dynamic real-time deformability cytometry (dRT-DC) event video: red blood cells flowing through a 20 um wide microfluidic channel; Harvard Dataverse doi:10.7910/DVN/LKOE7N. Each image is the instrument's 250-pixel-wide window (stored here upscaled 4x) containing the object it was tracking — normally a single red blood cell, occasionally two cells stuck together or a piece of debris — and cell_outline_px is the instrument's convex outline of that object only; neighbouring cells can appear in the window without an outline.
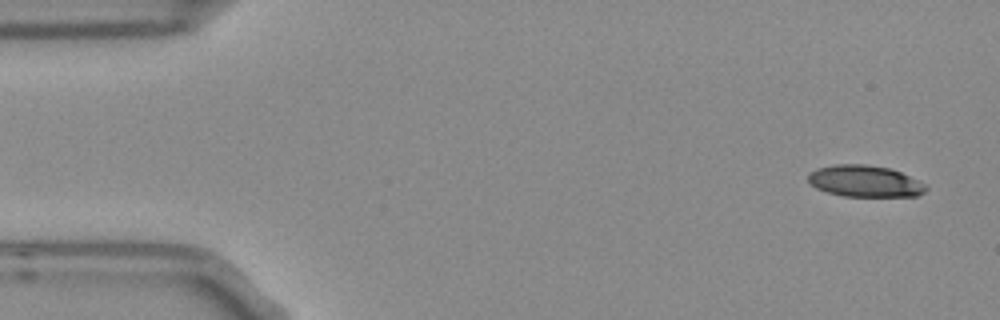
{"species": "Egyptian fruit bat (a non-hibernating species)", "species_latin": "Rousettus aegyptiacus", "temperature_condition": "room temperature", "stored_images_in_passage": 5, "camera_frame_rate_fps": 3000, "um_per_image_px": 0.085, "frame": {"image": 1, "passage_image": 1, "time_ms": 0.0, "image_size_px": [1000, 320], "cell_outline_px": [[928, 188], [924, 192], [916, 196], [844, 196], [828, 192], [816, 188], [808, 180], [808, 176], [816, 168], [836, 164], [864, 164], [888, 168], [900, 172], [924, 184]], "centroid_in_image_um": [73.5, 15.4], "position_along_channel_um": 11.5, "area_um2": 21.33}}
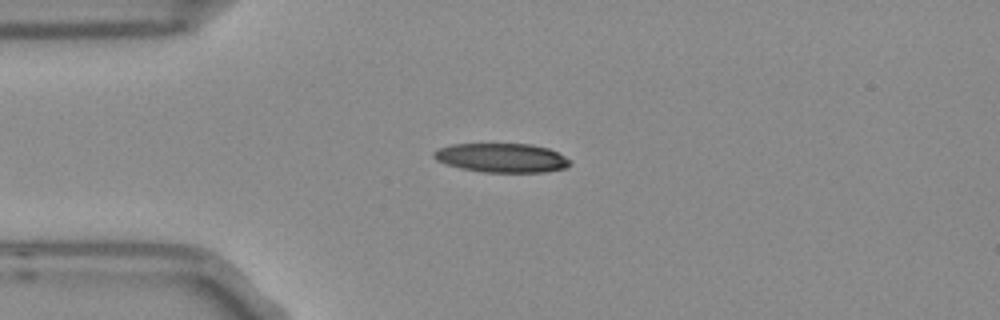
{"frame": {"image": 2, "passage_image": 4, "time_ms": 1.0, "image_size_px": [1000, 320], "cell_outline_px": [[572, 164], [564, 168], [544, 172], [484, 172], [460, 168], [436, 160], [432, 156], [432, 152], [440, 148], [452, 144], [532, 144], [548, 148], [572, 160]], "centroid_in_image_um": [42.66, 13.41], "position_along_channel_um": 42.3, "area_um2": 23.06}}
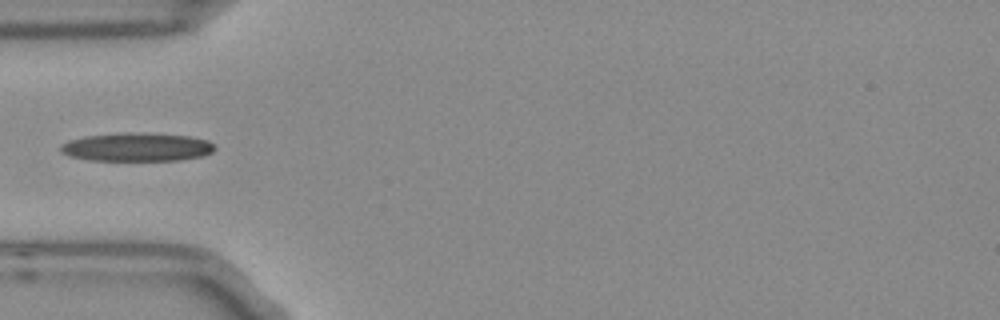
{"frame": {"image": 3, "passage_image": 5, "time_ms": 1.333, "image_size_px": [1000, 320], "cell_outline_px": [[216, 148], [212, 152], [200, 156], [176, 160], [88, 160], [72, 156], [60, 152], [60, 148], [68, 140], [84, 136], [124, 132], [128, 132], [188, 136], [208, 140]], "centroid_in_image_um": [11.61, 12.49], "position_along_channel_um": 73.4, "area_um2": 25.26}}